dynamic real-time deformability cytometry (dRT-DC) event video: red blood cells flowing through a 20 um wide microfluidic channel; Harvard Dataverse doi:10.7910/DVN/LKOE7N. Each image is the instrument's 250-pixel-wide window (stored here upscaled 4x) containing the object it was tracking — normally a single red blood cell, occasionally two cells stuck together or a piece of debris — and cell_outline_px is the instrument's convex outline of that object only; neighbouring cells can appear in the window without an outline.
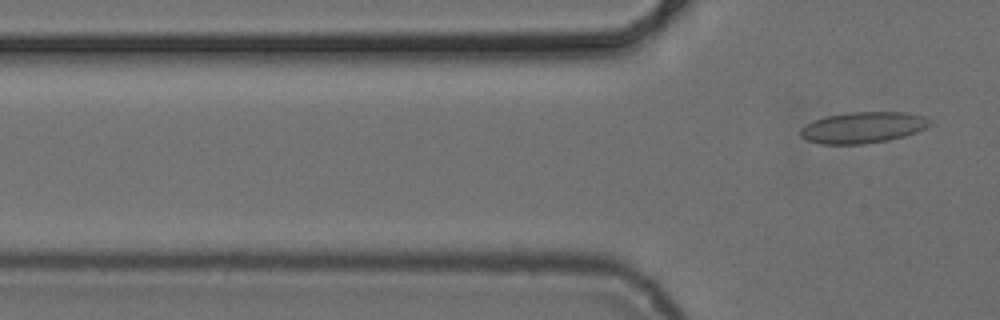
{"species": "common noctule bat (a hibernating species)", "species_latin": "Nyctalus noctula", "temperature_condition": "cold", "stored_images_in_passage": 5, "camera_frame_rate_fps": 3000, "um_per_image_px": 0.085, "animal": {"sex": "female", "body_mass_g": 24.6, "forearm_length_mm": 56.2}, "frame": {"image": 1, "passage_image": 5, "time_ms": 6.0, "image_size_px": [1000, 320], "cell_outline_px": [[932, 124], [916, 132], [904, 136], [888, 140], [864, 144], [820, 144], [808, 140], [800, 136], [800, 128], [816, 120], [828, 116], [848, 112], [904, 112], [924, 116], [932, 120]], "centroid_in_image_um": [73.37, 10.84], "position_along_channel_um": 52.4, "area_um2": 23.41}}